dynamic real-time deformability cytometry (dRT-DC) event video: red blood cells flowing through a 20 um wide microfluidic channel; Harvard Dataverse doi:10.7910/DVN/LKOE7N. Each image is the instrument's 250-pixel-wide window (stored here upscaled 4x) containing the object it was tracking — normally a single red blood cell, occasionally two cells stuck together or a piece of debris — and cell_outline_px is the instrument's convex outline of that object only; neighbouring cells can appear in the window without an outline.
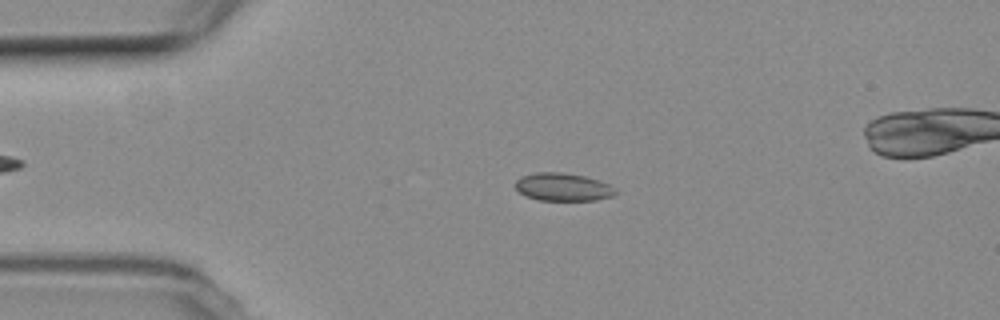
{"species": "common noctule bat (a hibernating species)", "species_latin": "Nyctalus noctula", "temperature_condition": "room temperature", "stored_images_in_passage": 5, "camera_frame_rate_fps": 3000, "um_per_image_px": 0.085, "animal": {"sex": "female", "body_mass_g": 19.3, "forearm_length_mm": 54.1}, "frame": {"image": 1, "passage_image": 3, "time_ms": 2.333, "image_size_px": [1000, 320], "cell_outline_px": [[616, 192], [612, 196], [596, 200], [540, 200], [524, 196], [516, 188], [516, 180], [520, 176], [536, 172], [560, 172], [584, 176], [600, 180], [616, 188]], "centroid_in_image_um": [47.84, 15.89], "position_along_channel_um": 37.2, "area_um2": 16.3}}